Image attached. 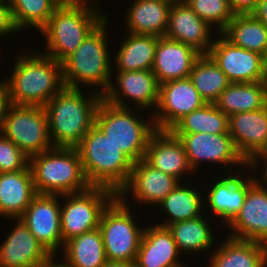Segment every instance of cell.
<instances>
[{"label":"cell","mask_w":267,"mask_h":267,"mask_svg":"<svg viewBox=\"0 0 267 267\" xmlns=\"http://www.w3.org/2000/svg\"><path fill=\"white\" fill-rule=\"evenodd\" d=\"M16 57L12 74L1 81L14 105L44 107L64 87L62 63L42 52Z\"/></svg>","instance_id":"6da1fadb"},{"label":"cell","mask_w":267,"mask_h":267,"mask_svg":"<svg viewBox=\"0 0 267 267\" xmlns=\"http://www.w3.org/2000/svg\"><path fill=\"white\" fill-rule=\"evenodd\" d=\"M94 92L85 97L81 88L64 87L43 107L53 147H76L95 125L103 95Z\"/></svg>","instance_id":"7a4b0ae2"},{"label":"cell","mask_w":267,"mask_h":267,"mask_svg":"<svg viewBox=\"0 0 267 267\" xmlns=\"http://www.w3.org/2000/svg\"><path fill=\"white\" fill-rule=\"evenodd\" d=\"M88 1L62 2L39 31L46 37L45 55L63 62L105 18L97 5ZM47 50V51H46Z\"/></svg>","instance_id":"3957f363"},{"label":"cell","mask_w":267,"mask_h":267,"mask_svg":"<svg viewBox=\"0 0 267 267\" xmlns=\"http://www.w3.org/2000/svg\"><path fill=\"white\" fill-rule=\"evenodd\" d=\"M107 24L109 23L106 17L89 33L82 44L62 62L65 87H99L98 92L101 95L108 90L112 81L111 73L115 74L111 69L113 60L108 48Z\"/></svg>","instance_id":"277c9868"},{"label":"cell","mask_w":267,"mask_h":267,"mask_svg":"<svg viewBox=\"0 0 267 267\" xmlns=\"http://www.w3.org/2000/svg\"><path fill=\"white\" fill-rule=\"evenodd\" d=\"M75 148L91 186L109 188L118 194L127 184L133 162L96 125Z\"/></svg>","instance_id":"5b68a950"},{"label":"cell","mask_w":267,"mask_h":267,"mask_svg":"<svg viewBox=\"0 0 267 267\" xmlns=\"http://www.w3.org/2000/svg\"><path fill=\"white\" fill-rule=\"evenodd\" d=\"M139 111L143 110L116 106L102 99L95 115V125L133 163L145 157L149 139L157 131L152 112L149 111L150 120L144 121Z\"/></svg>","instance_id":"8992f818"},{"label":"cell","mask_w":267,"mask_h":267,"mask_svg":"<svg viewBox=\"0 0 267 267\" xmlns=\"http://www.w3.org/2000/svg\"><path fill=\"white\" fill-rule=\"evenodd\" d=\"M29 166L37 194L65 195L91 186L75 147H52L29 158Z\"/></svg>","instance_id":"52a82bcc"},{"label":"cell","mask_w":267,"mask_h":267,"mask_svg":"<svg viewBox=\"0 0 267 267\" xmlns=\"http://www.w3.org/2000/svg\"><path fill=\"white\" fill-rule=\"evenodd\" d=\"M127 200L116 197L103 211L99 229L108 261L135 262L144 228ZM131 210V211H130Z\"/></svg>","instance_id":"ba28073f"},{"label":"cell","mask_w":267,"mask_h":267,"mask_svg":"<svg viewBox=\"0 0 267 267\" xmlns=\"http://www.w3.org/2000/svg\"><path fill=\"white\" fill-rule=\"evenodd\" d=\"M117 197L109 188L90 186L88 189L61 195V234L63 246L69 239L97 229L103 211Z\"/></svg>","instance_id":"9c48e42d"},{"label":"cell","mask_w":267,"mask_h":267,"mask_svg":"<svg viewBox=\"0 0 267 267\" xmlns=\"http://www.w3.org/2000/svg\"><path fill=\"white\" fill-rule=\"evenodd\" d=\"M1 133L28 158L53 147L47 115L42 106L11 104Z\"/></svg>","instance_id":"30bf717a"},{"label":"cell","mask_w":267,"mask_h":267,"mask_svg":"<svg viewBox=\"0 0 267 267\" xmlns=\"http://www.w3.org/2000/svg\"><path fill=\"white\" fill-rule=\"evenodd\" d=\"M183 144L190 166L194 172H197L201 165L206 161L210 164H222L227 168V173L232 171L233 165L249 169L247 162L237 151L233 139L229 133L225 134H173ZM202 163V164H201ZM231 165V166H230ZM200 166V167H199ZM231 169V170H230Z\"/></svg>","instance_id":"8fae6325"},{"label":"cell","mask_w":267,"mask_h":267,"mask_svg":"<svg viewBox=\"0 0 267 267\" xmlns=\"http://www.w3.org/2000/svg\"><path fill=\"white\" fill-rule=\"evenodd\" d=\"M216 38L208 55L231 83L264 82L267 59L263 55L233 45L222 34Z\"/></svg>","instance_id":"7c38bea8"},{"label":"cell","mask_w":267,"mask_h":267,"mask_svg":"<svg viewBox=\"0 0 267 267\" xmlns=\"http://www.w3.org/2000/svg\"><path fill=\"white\" fill-rule=\"evenodd\" d=\"M115 74L112 79H116L103 94L104 100L120 107H133L135 104V108L142 110L158 106L159 83L152 70L116 71Z\"/></svg>","instance_id":"4fadbf2b"},{"label":"cell","mask_w":267,"mask_h":267,"mask_svg":"<svg viewBox=\"0 0 267 267\" xmlns=\"http://www.w3.org/2000/svg\"><path fill=\"white\" fill-rule=\"evenodd\" d=\"M205 104L189 77L160 84L158 106L152 110L156 129L169 131L184 116Z\"/></svg>","instance_id":"5bb4252c"},{"label":"cell","mask_w":267,"mask_h":267,"mask_svg":"<svg viewBox=\"0 0 267 267\" xmlns=\"http://www.w3.org/2000/svg\"><path fill=\"white\" fill-rule=\"evenodd\" d=\"M60 197L61 195L37 194L19 217L38 242L54 255L63 249Z\"/></svg>","instance_id":"9a60e30c"},{"label":"cell","mask_w":267,"mask_h":267,"mask_svg":"<svg viewBox=\"0 0 267 267\" xmlns=\"http://www.w3.org/2000/svg\"><path fill=\"white\" fill-rule=\"evenodd\" d=\"M240 173L241 172L238 171L237 174L235 172L234 174L226 173L227 175H223V172L220 174L221 177H217L219 178L218 180L215 179V181L213 179L211 182L213 184H208L211 185L208 186L209 190L204 191L205 193L208 192L204 196V201H206L204 202V207L208 204L207 207H210V212L214 213V215L224 223L222 225H226L225 227H227L241 211L248 189L258 180L257 177H259L253 174L247 178V176L245 177Z\"/></svg>","instance_id":"2e32d148"},{"label":"cell","mask_w":267,"mask_h":267,"mask_svg":"<svg viewBox=\"0 0 267 267\" xmlns=\"http://www.w3.org/2000/svg\"><path fill=\"white\" fill-rule=\"evenodd\" d=\"M179 183L177 178L154 168L143 158L133 163L129 180L118 192L117 197L127 199L126 196L129 197L131 194L135 203L154 207L153 204L158 206Z\"/></svg>","instance_id":"e0dca14e"},{"label":"cell","mask_w":267,"mask_h":267,"mask_svg":"<svg viewBox=\"0 0 267 267\" xmlns=\"http://www.w3.org/2000/svg\"><path fill=\"white\" fill-rule=\"evenodd\" d=\"M228 237L267 245V185L258 179L247 191L241 211L227 226Z\"/></svg>","instance_id":"ac0fdd59"},{"label":"cell","mask_w":267,"mask_h":267,"mask_svg":"<svg viewBox=\"0 0 267 267\" xmlns=\"http://www.w3.org/2000/svg\"><path fill=\"white\" fill-rule=\"evenodd\" d=\"M212 29L187 3L175 2L171 5L164 37L187 44L201 55H208L214 41Z\"/></svg>","instance_id":"d6986e66"},{"label":"cell","mask_w":267,"mask_h":267,"mask_svg":"<svg viewBox=\"0 0 267 267\" xmlns=\"http://www.w3.org/2000/svg\"><path fill=\"white\" fill-rule=\"evenodd\" d=\"M144 159L154 168L180 182L184 179V174H195L182 142L170 131L157 130L150 137Z\"/></svg>","instance_id":"ffe728a7"},{"label":"cell","mask_w":267,"mask_h":267,"mask_svg":"<svg viewBox=\"0 0 267 267\" xmlns=\"http://www.w3.org/2000/svg\"><path fill=\"white\" fill-rule=\"evenodd\" d=\"M201 56L195 49L179 41L158 37L152 72L160 84L190 76L196 60Z\"/></svg>","instance_id":"44dd1931"},{"label":"cell","mask_w":267,"mask_h":267,"mask_svg":"<svg viewBox=\"0 0 267 267\" xmlns=\"http://www.w3.org/2000/svg\"><path fill=\"white\" fill-rule=\"evenodd\" d=\"M228 122L234 145L248 163L267 142V104L258 110L232 114Z\"/></svg>","instance_id":"7402d4cb"},{"label":"cell","mask_w":267,"mask_h":267,"mask_svg":"<svg viewBox=\"0 0 267 267\" xmlns=\"http://www.w3.org/2000/svg\"><path fill=\"white\" fill-rule=\"evenodd\" d=\"M151 226V227H150ZM144 228L135 264L137 267H184L168 227L158 224ZM181 254V255H180Z\"/></svg>","instance_id":"603a6c76"},{"label":"cell","mask_w":267,"mask_h":267,"mask_svg":"<svg viewBox=\"0 0 267 267\" xmlns=\"http://www.w3.org/2000/svg\"><path fill=\"white\" fill-rule=\"evenodd\" d=\"M0 245L1 267H33L45 260L50 253L38 242L19 219Z\"/></svg>","instance_id":"cb8c5ba5"},{"label":"cell","mask_w":267,"mask_h":267,"mask_svg":"<svg viewBox=\"0 0 267 267\" xmlns=\"http://www.w3.org/2000/svg\"><path fill=\"white\" fill-rule=\"evenodd\" d=\"M37 195L28 166L14 172L0 173V216L17 219Z\"/></svg>","instance_id":"d4e9b609"},{"label":"cell","mask_w":267,"mask_h":267,"mask_svg":"<svg viewBox=\"0 0 267 267\" xmlns=\"http://www.w3.org/2000/svg\"><path fill=\"white\" fill-rule=\"evenodd\" d=\"M209 253L208 267H267V245L227 237Z\"/></svg>","instance_id":"484cf974"},{"label":"cell","mask_w":267,"mask_h":267,"mask_svg":"<svg viewBox=\"0 0 267 267\" xmlns=\"http://www.w3.org/2000/svg\"><path fill=\"white\" fill-rule=\"evenodd\" d=\"M126 12L127 33L164 37L168 27L169 12L174 3L132 0Z\"/></svg>","instance_id":"4316f807"},{"label":"cell","mask_w":267,"mask_h":267,"mask_svg":"<svg viewBox=\"0 0 267 267\" xmlns=\"http://www.w3.org/2000/svg\"><path fill=\"white\" fill-rule=\"evenodd\" d=\"M120 42L115 59L116 71L151 70L158 36L127 33Z\"/></svg>","instance_id":"83f0119b"},{"label":"cell","mask_w":267,"mask_h":267,"mask_svg":"<svg viewBox=\"0 0 267 267\" xmlns=\"http://www.w3.org/2000/svg\"><path fill=\"white\" fill-rule=\"evenodd\" d=\"M180 182L177 187L171 191L158 205L161 211L166 214V220L157 223L160 226L167 227L176 222L193 219L206 214L203 210L204 196L203 192L194 188L192 185ZM186 185V186H184ZM163 209V210H162ZM203 212V213H202Z\"/></svg>","instance_id":"f1b7e54d"},{"label":"cell","mask_w":267,"mask_h":267,"mask_svg":"<svg viewBox=\"0 0 267 267\" xmlns=\"http://www.w3.org/2000/svg\"><path fill=\"white\" fill-rule=\"evenodd\" d=\"M61 252L69 267H103L108 261L99 228L69 239Z\"/></svg>","instance_id":"f546056e"},{"label":"cell","mask_w":267,"mask_h":267,"mask_svg":"<svg viewBox=\"0 0 267 267\" xmlns=\"http://www.w3.org/2000/svg\"><path fill=\"white\" fill-rule=\"evenodd\" d=\"M228 117L263 108L267 104L264 82L231 83L214 102Z\"/></svg>","instance_id":"4dcf8cb0"},{"label":"cell","mask_w":267,"mask_h":267,"mask_svg":"<svg viewBox=\"0 0 267 267\" xmlns=\"http://www.w3.org/2000/svg\"><path fill=\"white\" fill-rule=\"evenodd\" d=\"M221 34L233 45L267 59V26L252 14L235 15Z\"/></svg>","instance_id":"1f68e13d"},{"label":"cell","mask_w":267,"mask_h":267,"mask_svg":"<svg viewBox=\"0 0 267 267\" xmlns=\"http://www.w3.org/2000/svg\"><path fill=\"white\" fill-rule=\"evenodd\" d=\"M207 216L195 217L193 219L176 222L168 225L177 248L182 253H197L203 251L212 252L215 236L211 225L206 221ZM210 225V226H209Z\"/></svg>","instance_id":"d6a6232c"},{"label":"cell","mask_w":267,"mask_h":267,"mask_svg":"<svg viewBox=\"0 0 267 267\" xmlns=\"http://www.w3.org/2000/svg\"><path fill=\"white\" fill-rule=\"evenodd\" d=\"M172 134L229 133L228 116L214 103H206L179 120L170 130Z\"/></svg>","instance_id":"836d02e7"},{"label":"cell","mask_w":267,"mask_h":267,"mask_svg":"<svg viewBox=\"0 0 267 267\" xmlns=\"http://www.w3.org/2000/svg\"><path fill=\"white\" fill-rule=\"evenodd\" d=\"M189 78L206 103H214L231 84L224 72L209 55H201L196 60Z\"/></svg>","instance_id":"e575fe53"},{"label":"cell","mask_w":267,"mask_h":267,"mask_svg":"<svg viewBox=\"0 0 267 267\" xmlns=\"http://www.w3.org/2000/svg\"><path fill=\"white\" fill-rule=\"evenodd\" d=\"M17 28L40 31L48 22L61 0H7Z\"/></svg>","instance_id":"d590c367"},{"label":"cell","mask_w":267,"mask_h":267,"mask_svg":"<svg viewBox=\"0 0 267 267\" xmlns=\"http://www.w3.org/2000/svg\"><path fill=\"white\" fill-rule=\"evenodd\" d=\"M187 4L209 26L215 27L218 34H221L235 17L229 0H191Z\"/></svg>","instance_id":"8d00e7d4"},{"label":"cell","mask_w":267,"mask_h":267,"mask_svg":"<svg viewBox=\"0 0 267 267\" xmlns=\"http://www.w3.org/2000/svg\"><path fill=\"white\" fill-rule=\"evenodd\" d=\"M29 158L12 141L0 133V173L26 169Z\"/></svg>","instance_id":"74e56055"},{"label":"cell","mask_w":267,"mask_h":267,"mask_svg":"<svg viewBox=\"0 0 267 267\" xmlns=\"http://www.w3.org/2000/svg\"><path fill=\"white\" fill-rule=\"evenodd\" d=\"M20 31L14 21L12 10L7 0L0 3V38Z\"/></svg>","instance_id":"f35d334b"},{"label":"cell","mask_w":267,"mask_h":267,"mask_svg":"<svg viewBox=\"0 0 267 267\" xmlns=\"http://www.w3.org/2000/svg\"><path fill=\"white\" fill-rule=\"evenodd\" d=\"M231 8L235 15L252 14L259 0H229Z\"/></svg>","instance_id":"ab89813d"},{"label":"cell","mask_w":267,"mask_h":267,"mask_svg":"<svg viewBox=\"0 0 267 267\" xmlns=\"http://www.w3.org/2000/svg\"><path fill=\"white\" fill-rule=\"evenodd\" d=\"M10 106L11 103H10V98L8 96V91L5 85L0 81V133L3 128L6 113Z\"/></svg>","instance_id":"60d3db41"},{"label":"cell","mask_w":267,"mask_h":267,"mask_svg":"<svg viewBox=\"0 0 267 267\" xmlns=\"http://www.w3.org/2000/svg\"><path fill=\"white\" fill-rule=\"evenodd\" d=\"M262 161L263 160V162H265V166H264V163H263V171H261V173L263 172V174H261V177L262 178H258V179H260V181L261 182H264L263 184L264 185H267V156H254L249 162H248V164H247V166H248V168H251V171L252 172H256L255 171V168L257 167H259L260 168V166H258V165H261L260 163H259V161ZM254 170V171H253ZM266 183V184H265Z\"/></svg>","instance_id":"b9f144b4"},{"label":"cell","mask_w":267,"mask_h":267,"mask_svg":"<svg viewBox=\"0 0 267 267\" xmlns=\"http://www.w3.org/2000/svg\"><path fill=\"white\" fill-rule=\"evenodd\" d=\"M252 15L267 26V1H259Z\"/></svg>","instance_id":"7bdbcfd3"},{"label":"cell","mask_w":267,"mask_h":267,"mask_svg":"<svg viewBox=\"0 0 267 267\" xmlns=\"http://www.w3.org/2000/svg\"><path fill=\"white\" fill-rule=\"evenodd\" d=\"M55 256L54 254H50L45 260L35 264L33 267H69L65 260L64 262L57 263L56 258H54Z\"/></svg>","instance_id":"ee69618b"},{"label":"cell","mask_w":267,"mask_h":267,"mask_svg":"<svg viewBox=\"0 0 267 267\" xmlns=\"http://www.w3.org/2000/svg\"><path fill=\"white\" fill-rule=\"evenodd\" d=\"M103 267H137L135 262L107 261Z\"/></svg>","instance_id":"f6af8a7d"},{"label":"cell","mask_w":267,"mask_h":267,"mask_svg":"<svg viewBox=\"0 0 267 267\" xmlns=\"http://www.w3.org/2000/svg\"><path fill=\"white\" fill-rule=\"evenodd\" d=\"M255 156H267V142L265 145L257 152Z\"/></svg>","instance_id":"bcb514c9"},{"label":"cell","mask_w":267,"mask_h":267,"mask_svg":"<svg viewBox=\"0 0 267 267\" xmlns=\"http://www.w3.org/2000/svg\"><path fill=\"white\" fill-rule=\"evenodd\" d=\"M264 84H265V91H266V98H267V64H266V69H265Z\"/></svg>","instance_id":"7dc6e473"},{"label":"cell","mask_w":267,"mask_h":267,"mask_svg":"<svg viewBox=\"0 0 267 267\" xmlns=\"http://www.w3.org/2000/svg\"><path fill=\"white\" fill-rule=\"evenodd\" d=\"M148 1H155L160 3H175V0H148Z\"/></svg>","instance_id":"c3c4849f"},{"label":"cell","mask_w":267,"mask_h":267,"mask_svg":"<svg viewBox=\"0 0 267 267\" xmlns=\"http://www.w3.org/2000/svg\"><path fill=\"white\" fill-rule=\"evenodd\" d=\"M191 0H175L177 3H188Z\"/></svg>","instance_id":"681fc988"},{"label":"cell","mask_w":267,"mask_h":267,"mask_svg":"<svg viewBox=\"0 0 267 267\" xmlns=\"http://www.w3.org/2000/svg\"><path fill=\"white\" fill-rule=\"evenodd\" d=\"M68 1H72V0H66V2H68ZM73 1H88V2H90V1H91V2H92V4H94V3H93V2H94L93 0H90V1H89V0H73Z\"/></svg>","instance_id":"f907efd6"}]
</instances>
